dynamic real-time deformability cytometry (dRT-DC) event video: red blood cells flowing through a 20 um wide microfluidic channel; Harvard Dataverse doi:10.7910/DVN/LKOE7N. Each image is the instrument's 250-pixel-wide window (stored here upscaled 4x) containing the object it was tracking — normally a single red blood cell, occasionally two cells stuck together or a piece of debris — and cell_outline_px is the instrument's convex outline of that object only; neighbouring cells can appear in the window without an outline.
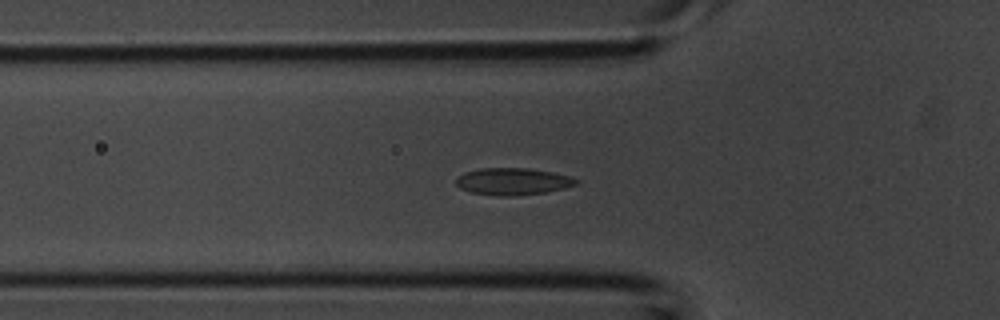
{"species": "common noctule bat (a hibernating species)", "species_latin": "Nyctalus noctula", "temperature_condition": "room temperature", "stored_images_in_passage": 44, "camera_frame_rate_fps": 3000, "um_per_image_px": 0.085, "animal": {"sex": "male", "body_mass_g": 20.1, "forearm_length_mm": 53.5}, "frame": {"image": 1, "passage_image": 14, "time_ms": 4.333, "image_size_px": [1000, 320], "cell_outline_px": [[580, 180], [576, 184], [564, 188], [544, 192], [512, 196], [496, 196], [472, 192], [460, 188], [456, 184], [456, 176], [464, 172], [480, 168], [528, 168], [552, 172], [568, 176]], "centroid_in_image_um": [43.55, 15.42], "position_along_channel_um": 82.3, "area_um2": 18.84}}
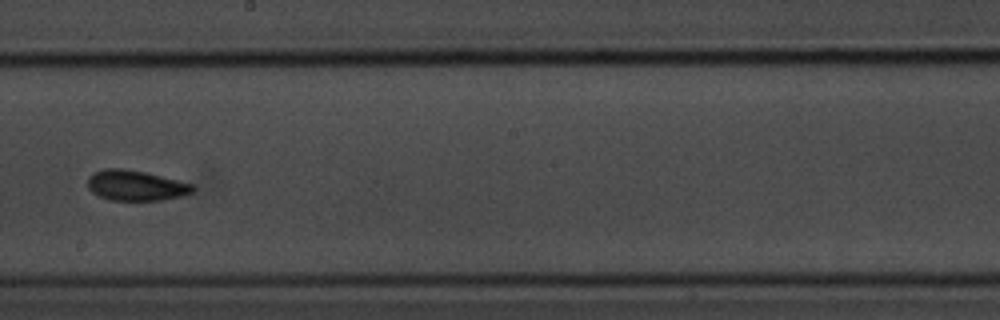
{"frame": {"image": 2, "passage_image": 24, "time_ms": 7.667, "image_size_px": [1000, 320], "cell_outline_px": [[196, 188], [192, 192], [180, 196], [160, 200], [112, 200], [100, 196], [92, 192], [88, 188], [88, 176], [92, 172], [104, 168], [124, 168], [144, 172], [192, 184]], "centroid_in_image_um": [11.49, 15.75], "position_along_channel_um": 236.7, "area_um2": 18.44}}
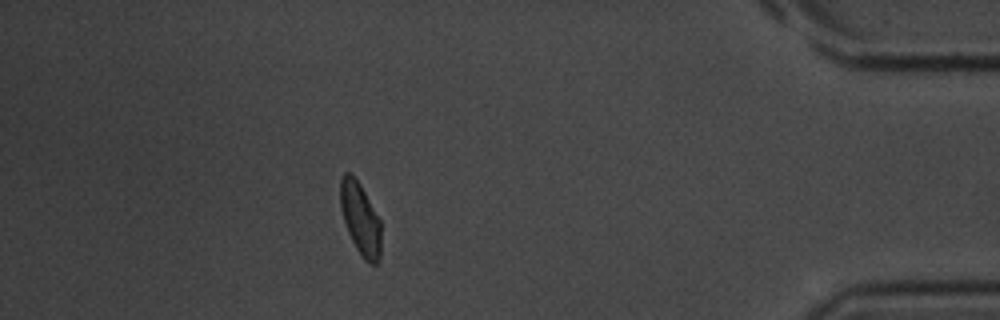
{"frame": {"image": 3, "passage_image": 38, "time_ms": 12.333, "image_size_px": [1000, 320], "cell_outline_px": [[380, 260], [376, 264], [368, 264], [364, 260], [356, 248], [348, 232], [340, 208], [340, 180], [344, 172], [348, 172], [360, 184], [380, 220]], "centroid_in_image_um": [30.62, 18.62], "position_along_channel_um": 404.6, "area_um2": 16.99}}